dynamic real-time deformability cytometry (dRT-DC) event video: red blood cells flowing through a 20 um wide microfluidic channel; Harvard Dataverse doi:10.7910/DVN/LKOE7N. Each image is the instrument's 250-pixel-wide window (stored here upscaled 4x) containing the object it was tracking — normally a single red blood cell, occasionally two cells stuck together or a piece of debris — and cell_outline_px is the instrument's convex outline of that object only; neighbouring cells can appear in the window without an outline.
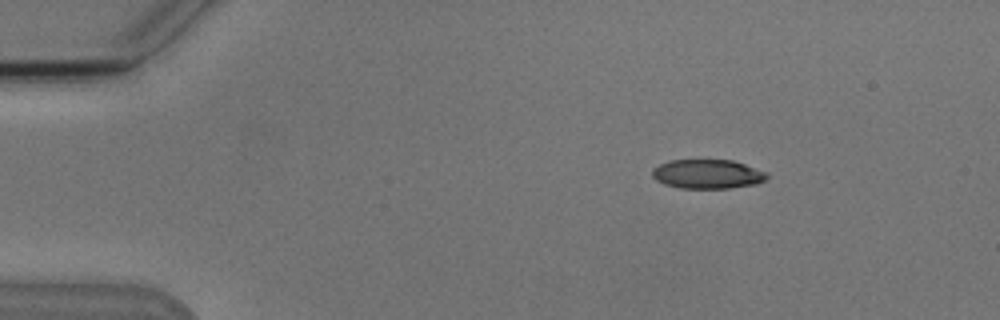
{"species": "Egyptian fruit bat (a non-hibernating species)", "species_latin": "Rousettus aegyptiacus", "temperature_condition": "cold", "stored_images_in_passage": 5, "camera_frame_rate_fps": 3000, "um_per_image_px": 0.085, "animal": {"sex": "male"}, "frame": {"image": 1, "passage_image": 2, "time_ms": 1.333, "image_size_px": [1000, 320], "cell_outline_px": [[768, 176], [764, 180], [756, 184], [728, 188], [680, 188], [664, 184], [656, 180], [652, 176], [652, 168], [668, 160], [732, 160], [768, 172]], "centroid_in_image_um": [60.12, 14.79], "position_along_channel_um": 24.9, "area_um2": 19.54}}
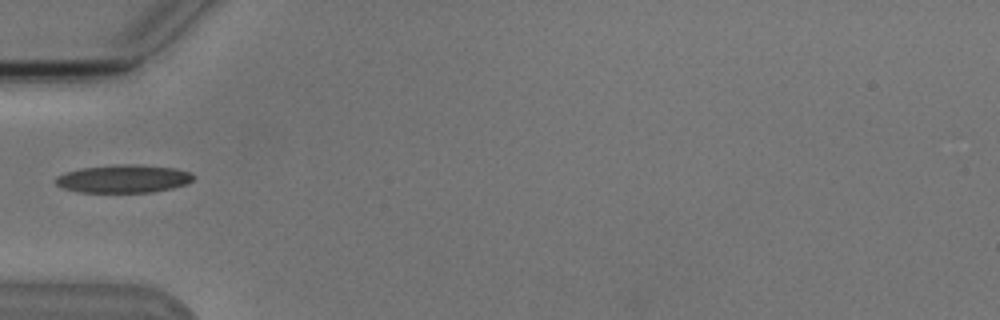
{"frame": {"image": 2, "passage_image": 5, "time_ms": 4.667, "image_size_px": [1000, 320], "cell_outline_px": [[196, 176], [192, 180], [184, 184], [172, 188], [152, 192], [76, 192], [64, 188], [56, 184], [56, 176], [64, 172], [80, 168], [112, 164], [136, 164], [176, 168], [188, 172]], "centroid_in_image_um": [10.46, 15.18], "position_along_channel_um": 74.5, "area_um2": 22.6}}